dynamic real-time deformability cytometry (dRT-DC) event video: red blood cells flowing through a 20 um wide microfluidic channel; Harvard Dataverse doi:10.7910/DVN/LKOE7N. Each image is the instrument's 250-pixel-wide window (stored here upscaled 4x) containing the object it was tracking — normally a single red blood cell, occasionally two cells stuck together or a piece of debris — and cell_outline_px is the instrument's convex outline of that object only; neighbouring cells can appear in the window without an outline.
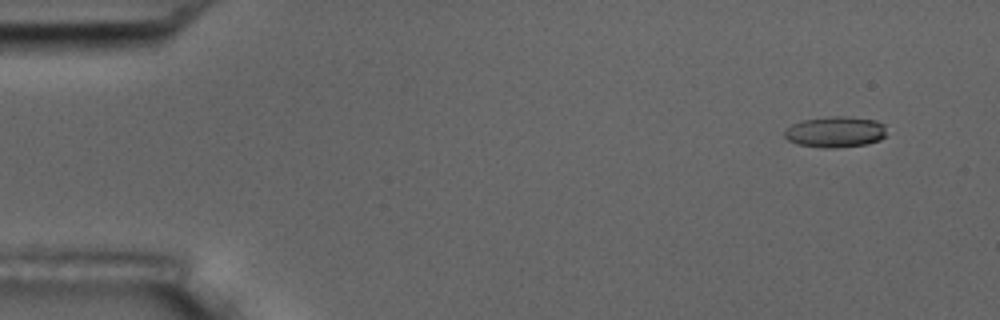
{"species": "common noctule bat (a hibernating species)", "species_latin": "Nyctalus noctula", "temperature_condition": "room temperature", "stored_images_in_passage": 16, "camera_frame_rate_fps": 3000, "um_per_image_px": 0.085, "animal": {"sex": "male", "body_mass_g": 17.5, "forearm_length_mm": 52.3}, "frame": {"image": 1, "passage_image": 1, "time_ms": 0.0, "image_size_px": [1000, 320], "cell_outline_px": [[884, 136], [880, 140], [868, 144], [836, 148], [824, 148], [796, 144], [788, 140], [784, 136], [784, 132], [792, 124], [804, 120], [832, 116], [844, 116], [876, 120], [884, 124]], "centroid_in_image_um": [71.0, 11.22], "position_along_channel_um": 14.0, "area_um2": 18.38}}
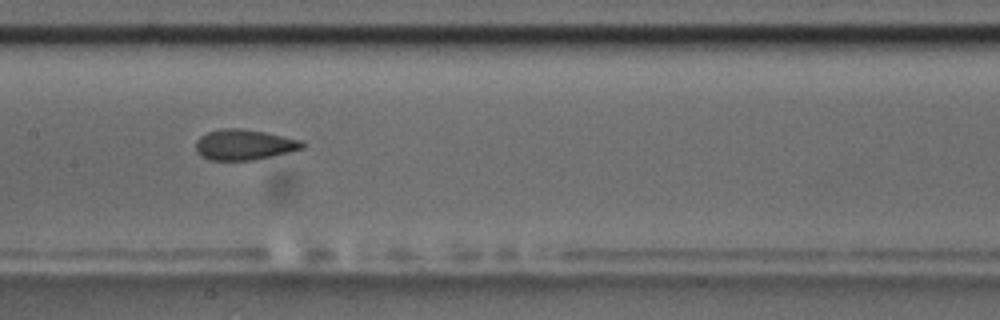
{"frame": {"image": 2, "passage_image": 8, "time_ms": 8.0, "image_size_px": [1000, 320], "cell_outline_px": [[304, 148], [288, 152], [252, 160], [208, 160], [200, 156], [196, 152], [196, 140], [200, 136], [208, 132], [220, 128], [240, 128], [264, 132], [300, 140], [304, 144]], "centroid_in_image_um": [20.69, 12.3], "position_along_channel_um": 186.7, "area_um2": 18.84}}
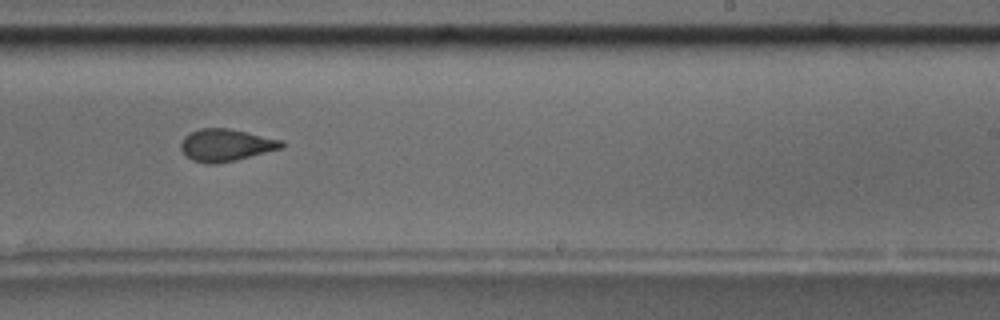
{"frame": {"image": 3, "passage_image": 10, "time_ms": 10.333, "image_size_px": [1000, 320], "cell_outline_px": [[284, 148], [236, 160], [216, 164], [204, 164], [192, 160], [184, 156], [180, 148], [180, 144], [184, 136], [200, 128], [228, 128], [284, 140]], "centroid_in_image_um": [19.2, 12.34], "position_along_channel_um": 269.8, "area_um2": 19.19}, "authors_computed_cell_mechanics": {"area_um2": 19.1607, "velocity_mm_per_s": 3.5777, "shape_relaxation_time_tau1_ms": 6.5816, "shape_relaxation_time_tau2_ms": 2.2177, "deformation_change_tau1": 0.1487, "deformation_change_tau2": 0.0589}}